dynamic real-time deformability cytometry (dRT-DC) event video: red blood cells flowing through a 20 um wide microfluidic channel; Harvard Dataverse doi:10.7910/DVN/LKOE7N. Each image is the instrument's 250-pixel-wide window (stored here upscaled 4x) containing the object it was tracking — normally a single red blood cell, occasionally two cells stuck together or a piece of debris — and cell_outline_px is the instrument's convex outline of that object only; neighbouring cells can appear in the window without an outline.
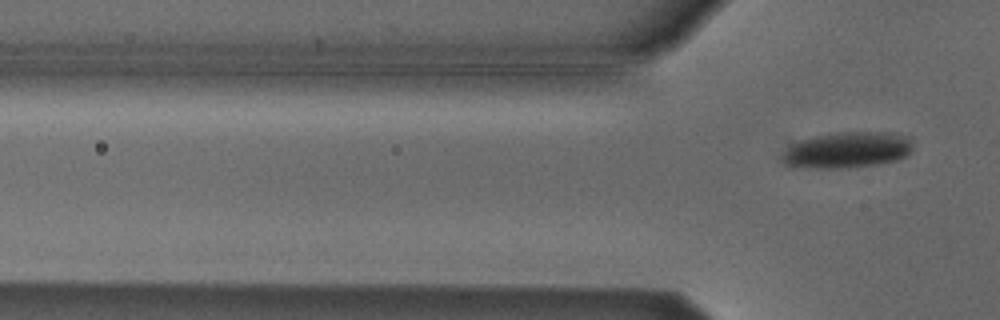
{"species": "Egyptian fruit bat (a non-hibernating species)", "species_latin": "Rousettus aegyptiacus", "temperature_condition": "cold", "stored_images_in_passage": 5, "camera_frame_rate_fps": 3000, "um_per_image_px": 0.085, "animal": {"sex": "male"}, "frame": {"image": 1, "passage_image": 5, "time_ms": 1.333, "image_size_px": [1000, 320], "cell_outline_px": [[912, 152], [896, 160], [876, 164], [848, 168], [792, 168], [780, 156], [792, 144], [800, 140], [816, 136], [840, 132], [896, 132], [912, 136]], "centroid_in_image_um": [72.07, 12.74], "position_along_channel_um": 53.7, "area_um2": 27.74}}